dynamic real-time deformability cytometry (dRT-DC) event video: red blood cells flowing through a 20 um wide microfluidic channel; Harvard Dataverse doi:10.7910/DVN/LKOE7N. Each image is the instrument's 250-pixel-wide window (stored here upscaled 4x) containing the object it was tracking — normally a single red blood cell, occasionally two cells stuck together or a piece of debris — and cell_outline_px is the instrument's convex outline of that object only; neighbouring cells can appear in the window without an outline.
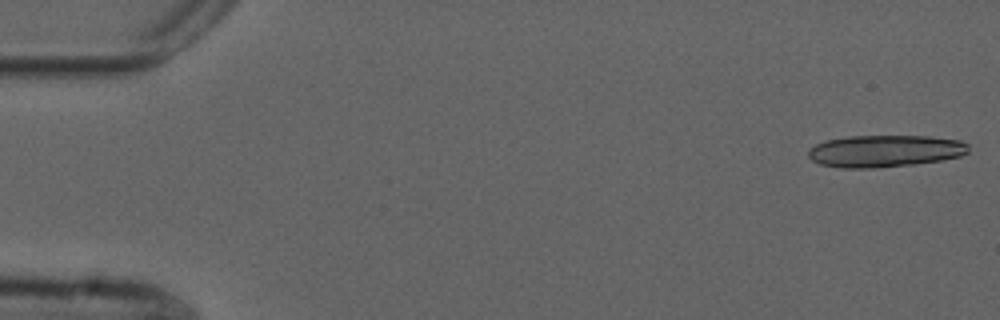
{"species": "common noctule bat (a hibernating species)", "species_latin": "Nyctalus noctula", "temperature_condition": "cold", "stored_images_in_passage": 18, "camera_frame_rate_fps": 3000, "um_per_image_px": 0.085, "animal": {"sex": "male", "forearm_length_mm": 52.5}, "frame": {"image": 1, "passage_image": 1, "time_ms": 0.0, "image_size_px": [1000, 320], "cell_outline_px": [[968, 152], [960, 156], [940, 160], [912, 164], [876, 168], [840, 168], [820, 164], [812, 160], [808, 156], [808, 148], [824, 140], [848, 136], [928, 136], [960, 140], [968, 144]], "centroid_in_image_um": [75.17, 12.83], "position_along_channel_um": 9.8, "area_um2": 30.0}}